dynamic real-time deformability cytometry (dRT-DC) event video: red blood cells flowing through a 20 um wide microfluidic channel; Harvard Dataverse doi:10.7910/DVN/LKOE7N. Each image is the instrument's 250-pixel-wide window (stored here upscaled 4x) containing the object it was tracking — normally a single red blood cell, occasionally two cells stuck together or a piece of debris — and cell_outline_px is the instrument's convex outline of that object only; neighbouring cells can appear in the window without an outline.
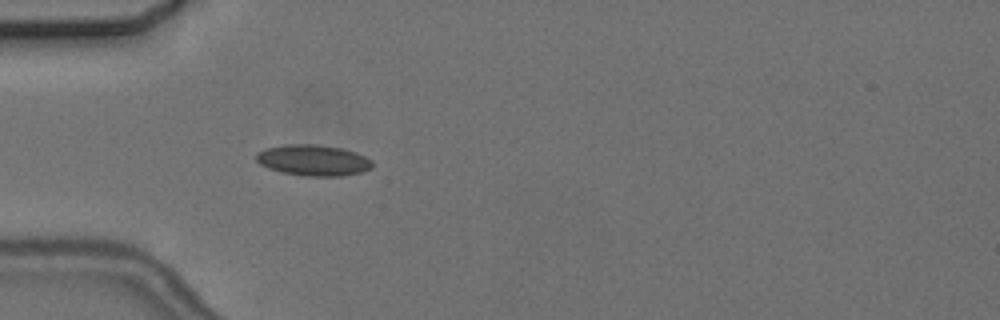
{"species": "common noctule bat (a hibernating species)", "species_latin": "Nyctalus noctula", "temperature_condition": "cold", "stored_images_in_passage": 1, "camera_frame_rate_fps": 3000, "um_per_image_px": 0.085, "animal": {"sex": "female", "body_mass_g": 24.6, "forearm_length_mm": 56.2}, "frame": {"image": 1, "passage_image": 1, "time_ms": 0.0, "image_size_px": [1000, 320], "cell_outline_px": [[372, 168], [360, 172], [340, 176], [308, 176], [280, 172], [268, 168], [260, 164], [256, 160], [256, 152], [264, 148], [284, 144], [316, 144], [340, 148], [356, 152], [372, 160]], "centroid_in_image_um": [26.59, 13.61], "position_along_channel_um": 58.4, "area_um2": 21.04}}